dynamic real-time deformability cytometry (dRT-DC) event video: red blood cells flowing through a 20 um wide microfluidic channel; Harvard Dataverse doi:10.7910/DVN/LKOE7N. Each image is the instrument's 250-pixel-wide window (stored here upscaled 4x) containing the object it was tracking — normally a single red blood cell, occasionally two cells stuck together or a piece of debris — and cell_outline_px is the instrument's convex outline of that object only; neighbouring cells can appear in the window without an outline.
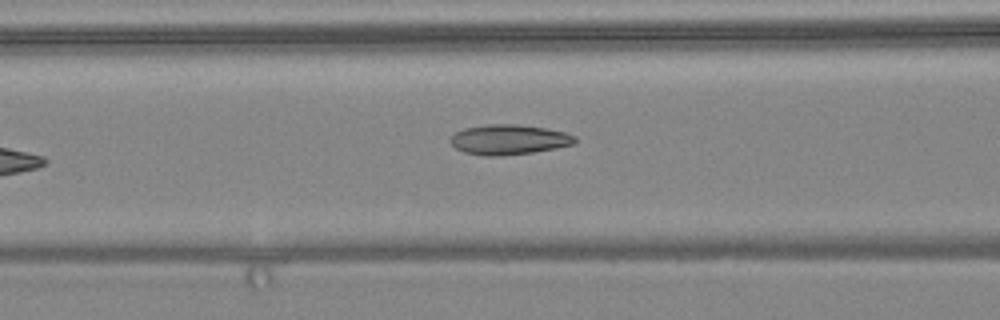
{"species": "common noctule bat (a hibernating species)", "species_latin": "Nyctalus noctula", "temperature_condition": "warm", "stored_images_in_passage": 7, "camera_frame_rate_fps": 3000, "um_per_image_px": 0.085, "animal": {"sex": "female", "body_mass_g": 24.6, "forearm_length_mm": 56.2}, "frame": {"image": 1, "passage_image": 7, "time_ms": 7.333, "image_size_px": [1000, 320], "cell_outline_px": [[576, 140], [572, 144], [556, 148], [532, 152], [500, 156], [484, 156], [464, 152], [456, 148], [448, 140], [456, 132], [464, 128], [488, 124], [516, 124], [544, 128], [564, 132], [576, 136]], "centroid_in_image_um": [43.22, 11.86], "position_along_channel_um": 123.4, "area_um2": 21.68}}